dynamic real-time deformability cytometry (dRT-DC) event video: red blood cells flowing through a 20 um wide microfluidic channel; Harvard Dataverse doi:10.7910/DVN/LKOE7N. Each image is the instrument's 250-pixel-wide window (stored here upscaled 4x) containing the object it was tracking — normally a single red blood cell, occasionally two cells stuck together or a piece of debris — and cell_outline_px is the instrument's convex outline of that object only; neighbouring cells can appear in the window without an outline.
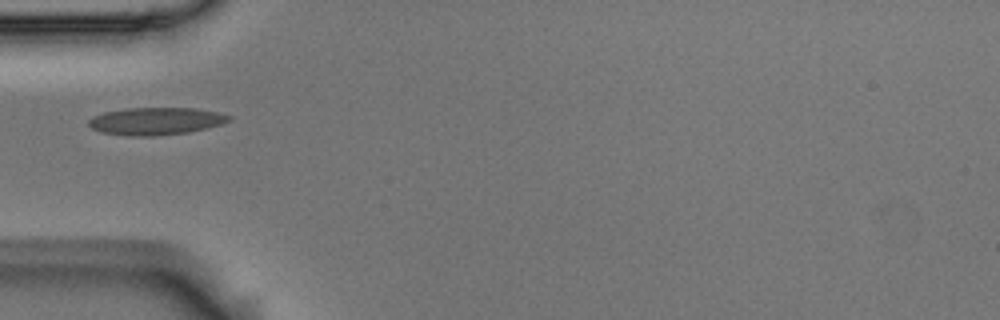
{"species": "Egyptian fruit bat (a non-hibernating species)", "species_latin": "Rousettus aegyptiacus", "temperature_condition": "room temperature", "stored_images_in_passage": 3, "camera_frame_rate_fps": 3000, "um_per_image_px": 0.085, "animal": {"sex": "male"}, "frame": {"image": 1, "passage_image": 1, "time_ms": 0.0, "image_size_px": [1000, 320], "cell_outline_px": [[232, 120], [208, 128], [188, 132], [152, 136], [128, 136], [100, 132], [92, 128], [88, 124], [88, 120], [92, 116], [104, 112], [124, 108], [196, 108], [216, 112], [232, 116]], "centroid_in_image_um": [13.23, 10.29], "position_along_channel_um": 71.8, "area_um2": 22.54}}
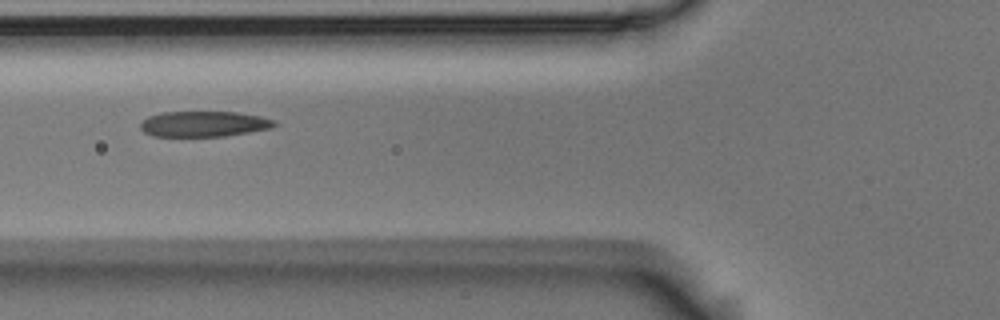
{"frame": {"image": 2, "passage_image": 2, "time_ms": 0.333, "image_size_px": [1000, 320], "cell_outline_px": [[280, 124], [272, 128], [224, 136], [152, 136], [144, 132], [140, 128], [140, 124], [148, 116], [160, 112], [240, 112], [260, 116], [276, 120]], "centroid_in_image_um": [17.36, 10.53], "position_along_channel_um": 108.4, "area_um2": 20.11}}
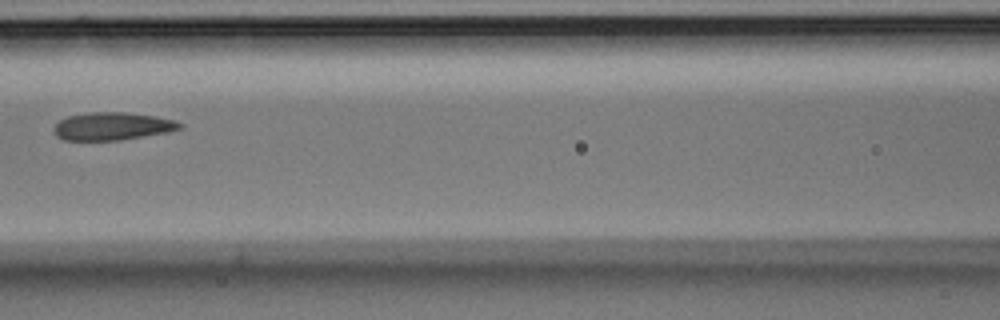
{"frame": {"image": 3, "passage_image": 3, "time_ms": 0.667, "image_size_px": [1000, 320], "cell_outline_px": [[184, 128], [172, 132], [120, 140], [64, 140], [56, 136], [52, 128], [60, 120], [68, 116], [88, 112], [124, 112], [156, 116], [176, 120], [184, 124]], "centroid_in_image_um": [9.61, 10.73], "position_along_channel_um": 157.0, "area_um2": 20.75}}